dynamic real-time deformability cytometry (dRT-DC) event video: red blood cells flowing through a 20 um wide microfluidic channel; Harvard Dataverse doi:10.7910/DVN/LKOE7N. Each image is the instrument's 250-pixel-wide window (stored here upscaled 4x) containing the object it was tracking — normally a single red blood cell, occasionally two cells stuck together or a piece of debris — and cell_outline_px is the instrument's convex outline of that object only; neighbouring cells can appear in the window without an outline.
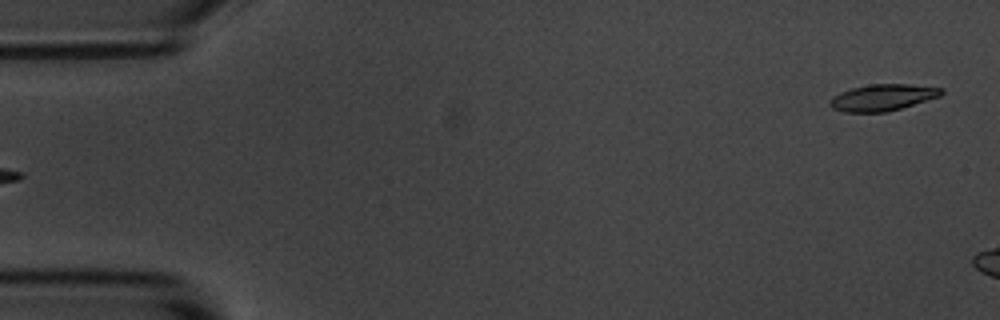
{"species": "common noctule bat (a hibernating species)", "species_latin": "Nyctalus noctula", "temperature_condition": "room temperature", "stored_images_in_passage": 5, "segment_of_instrument_passage": [2, 2], "camera_frame_rate_fps": 3000, "um_per_image_px": 0.085, "animal": {"sex": "male", "body_mass_g": 20.1, "forearm_length_mm": 53.5}, "frame": {"image": 1, "passage_image": 5, "time_ms": 5.333, "image_size_px": [1000, 320], "cell_outline_px": [[944, 92], [940, 96], [888, 112], [844, 112], [832, 108], [828, 104], [828, 100], [832, 96], [840, 92], [852, 88], [868, 84], [908, 84], [944, 88]], "centroid_in_image_um": [74.99, 8.28], "position_along_channel_um": 10.0, "area_um2": 17.34}}